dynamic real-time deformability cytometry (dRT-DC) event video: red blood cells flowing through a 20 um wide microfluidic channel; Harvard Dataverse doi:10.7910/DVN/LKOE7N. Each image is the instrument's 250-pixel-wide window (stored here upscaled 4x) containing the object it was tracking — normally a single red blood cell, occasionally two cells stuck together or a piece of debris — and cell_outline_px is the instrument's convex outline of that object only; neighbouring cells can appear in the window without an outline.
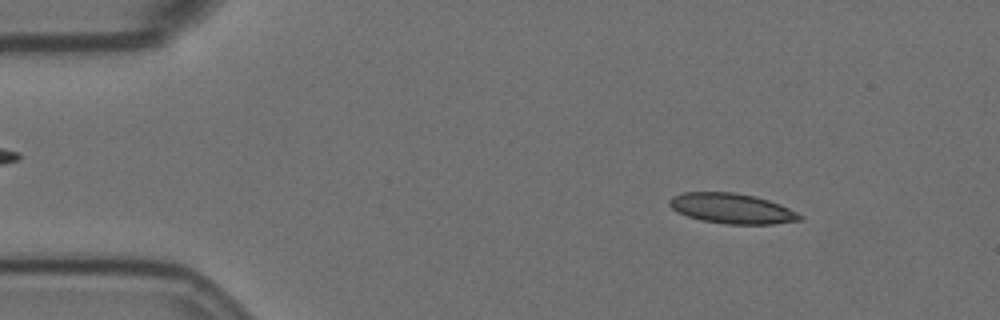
{"species": "Egyptian fruit bat (a non-hibernating species)", "species_latin": "Rousettus aegyptiacus", "temperature_condition": "room temperature", "stored_images_in_passage": 15, "camera_frame_rate_fps": 3000, "um_per_image_px": 0.085, "animal": {"sex": "female"}, "frame": {"image": 1, "passage_image": 7, "time_ms": 2.0, "image_size_px": [1000, 320], "cell_outline_px": [[804, 220], [772, 224], [728, 224], [700, 220], [676, 212], [668, 204], [668, 200], [672, 196], [684, 192], [736, 192], [768, 200], [780, 204], [804, 216]], "centroid_in_image_um": [62.2, 17.72], "position_along_channel_um": 22.8, "area_um2": 23.0}}